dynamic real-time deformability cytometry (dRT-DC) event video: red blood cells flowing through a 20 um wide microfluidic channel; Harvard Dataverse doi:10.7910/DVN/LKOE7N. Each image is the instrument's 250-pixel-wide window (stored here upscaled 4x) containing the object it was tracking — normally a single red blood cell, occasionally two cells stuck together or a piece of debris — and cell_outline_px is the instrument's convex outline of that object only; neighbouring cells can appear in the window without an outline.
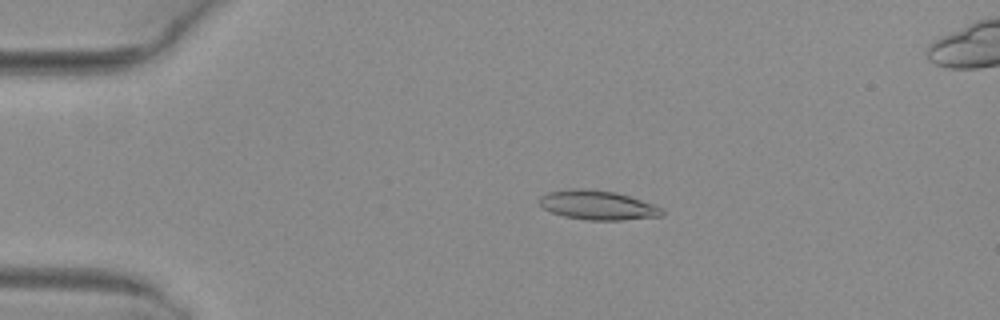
{"species": "common noctule bat (a hibernating species)", "species_latin": "Nyctalus noctula", "temperature_condition": "warm", "stored_images_in_passage": 51, "camera_frame_rate_fps": 3000, "um_per_image_px": 0.085, "animal": {"sex": "female", "body_mass_g": 29.2, "forearm_length_mm": 56.3}, "frame": {"image": 1, "passage_image": 11, "time_ms": 3.333, "image_size_px": [1000, 320], "cell_outline_px": [[664, 216], [620, 220], [584, 220], [564, 216], [552, 212], [544, 208], [540, 204], [540, 196], [548, 192], [576, 188], [580, 188], [616, 192], [664, 208]], "centroid_in_image_um": [50.82, 17.45], "position_along_channel_um": 34.2, "area_um2": 20.81}}
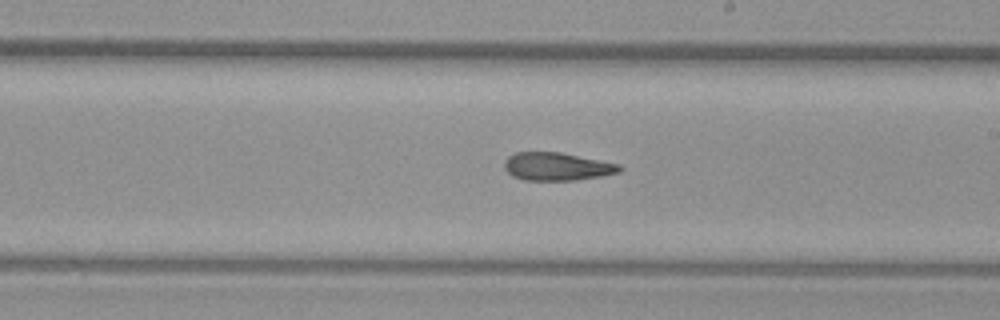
{"frame": {"image": 2, "passage_image": 30, "time_ms": 9.667, "image_size_px": [1000, 320], "cell_outline_px": [[624, 168], [620, 172], [600, 176], [576, 180], [524, 180], [512, 176], [504, 168], [504, 160], [508, 156], [516, 152], [560, 152], [620, 164]], "centroid_in_image_um": [47.34, 14.15], "position_along_channel_um": 241.7, "area_um2": 18.84}}
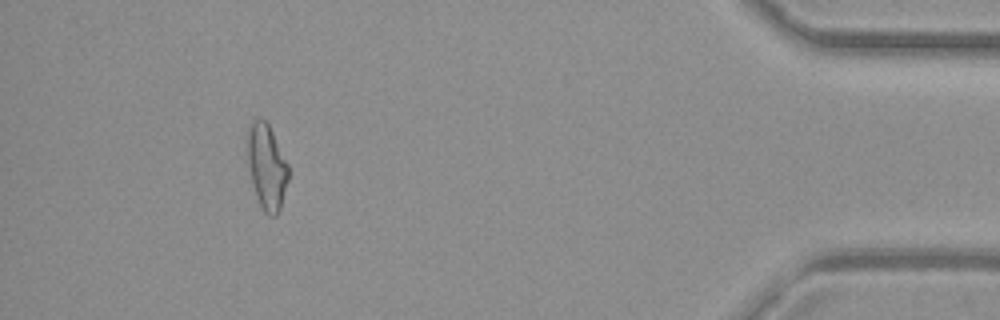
{"frame": {"image": 3, "passage_image": 47, "time_ms": 15.333, "image_size_px": [1000, 320], "cell_outline_px": [[288, 180], [280, 208], [276, 216], [268, 216], [264, 212], [256, 196], [252, 184], [248, 164], [248, 128], [252, 120], [264, 120], [268, 124], [288, 164]], "centroid_in_image_um": [22.67, 14.21], "position_along_channel_um": 412.5, "area_um2": 20.0}, "authors_computed_cell_mechanics": {"area_um2": 19.8254, "velocity_mm_per_s": 4.0828, "shape_relaxation_time_tau1_ms": null, "shape_relaxation_time_tau2_ms": 4.2703, "deformation_change_tau1": null, "deformation_change_tau2": 0.151}}